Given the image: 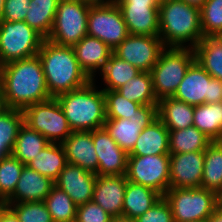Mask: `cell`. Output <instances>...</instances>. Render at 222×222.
I'll return each instance as SVG.
<instances>
[{
	"instance_id": "cell-1",
	"label": "cell",
	"mask_w": 222,
	"mask_h": 222,
	"mask_svg": "<svg viewBox=\"0 0 222 222\" xmlns=\"http://www.w3.org/2000/svg\"><path fill=\"white\" fill-rule=\"evenodd\" d=\"M0 88L7 108L23 110L51 99L38 55L2 65Z\"/></svg>"
},
{
	"instance_id": "cell-2",
	"label": "cell",
	"mask_w": 222,
	"mask_h": 222,
	"mask_svg": "<svg viewBox=\"0 0 222 222\" xmlns=\"http://www.w3.org/2000/svg\"><path fill=\"white\" fill-rule=\"evenodd\" d=\"M37 55L51 98L79 89L91 81L80 67L71 46L57 45L44 39Z\"/></svg>"
},
{
	"instance_id": "cell-3",
	"label": "cell",
	"mask_w": 222,
	"mask_h": 222,
	"mask_svg": "<svg viewBox=\"0 0 222 222\" xmlns=\"http://www.w3.org/2000/svg\"><path fill=\"white\" fill-rule=\"evenodd\" d=\"M159 37L165 47L194 48L204 37L200 8L181 0H161Z\"/></svg>"
},
{
	"instance_id": "cell-4",
	"label": "cell",
	"mask_w": 222,
	"mask_h": 222,
	"mask_svg": "<svg viewBox=\"0 0 222 222\" xmlns=\"http://www.w3.org/2000/svg\"><path fill=\"white\" fill-rule=\"evenodd\" d=\"M97 83V80H91L79 89L56 97L72 131H93L104 127L105 96Z\"/></svg>"
},
{
	"instance_id": "cell-5",
	"label": "cell",
	"mask_w": 222,
	"mask_h": 222,
	"mask_svg": "<svg viewBox=\"0 0 222 222\" xmlns=\"http://www.w3.org/2000/svg\"><path fill=\"white\" fill-rule=\"evenodd\" d=\"M195 61L191 47H165L151 69L153 90L157 100L173 97L188 68Z\"/></svg>"
},
{
	"instance_id": "cell-6",
	"label": "cell",
	"mask_w": 222,
	"mask_h": 222,
	"mask_svg": "<svg viewBox=\"0 0 222 222\" xmlns=\"http://www.w3.org/2000/svg\"><path fill=\"white\" fill-rule=\"evenodd\" d=\"M164 198L174 222L206 220L219 206V195L205 188H169Z\"/></svg>"
},
{
	"instance_id": "cell-7",
	"label": "cell",
	"mask_w": 222,
	"mask_h": 222,
	"mask_svg": "<svg viewBox=\"0 0 222 222\" xmlns=\"http://www.w3.org/2000/svg\"><path fill=\"white\" fill-rule=\"evenodd\" d=\"M92 3L83 0H59L52 30L47 40L73 47L88 35V13Z\"/></svg>"
},
{
	"instance_id": "cell-8",
	"label": "cell",
	"mask_w": 222,
	"mask_h": 222,
	"mask_svg": "<svg viewBox=\"0 0 222 222\" xmlns=\"http://www.w3.org/2000/svg\"><path fill=\"white\" fill-rule=\"evenodd\" d=\"M44 38L25 21H0V66L36 56Z\"/></svg>"
},
{
	"instance_id": "cell-9",
	"label": "cell",
	"mask_w": 222,
	"mask_h": 222,
	"mask_svg": "<svg viewBox=\"0 0 222 222\" xmlns=\"http://www.w3.org/2000/svg\"><path fill=\"white\" fill-rule=\"evenodd\" d=\"M24 124L42 134L50 143H63L72 133L56 98L35 103L23 110Z\"/></svg>"
},
{
	"instance_id": "cell-10",
	"label": "cell",
	"mask_w": 222,
	"mask_h": 222,
	"mask_svg": "<svg viewBox=\"0 0 222 222\" xmlns=\"http://www.w3.org/2000/svg\"><path fill=\"white\" fill-rule=\"evenodd\" d=\"M87 33L107 44L112 50L129 35L121 9L115 1L90 6Z\"/></svg>"
},
{
	"instance_id": "cell-11",
	"label": "cell",
	"mask_w": 222,
	"mask_h": 222,
	"mask_svg": "<svg viewBox=\"0 0 222 222\" xmlns=\"http://www.w3.org/2000/svg\"><path fill=\"white\" fill-rule=\"evenodd\" d=\"M173 98L197 106L222 101V81L213 78L196 60L188 68Z\"/></svg>"
},
{
	"instance_id": "cell-12",
	"label": "cell",
	"mask_w": 222,
	"mask_h": 222,
	"mask_svg": "<svg viewBox=\"0 0 222 222\" xmlns=\"http://www.w3.org/2000/svg\"><path fill=\"white\" fill-rule=\"evenodd\" d=\"M169 167L170 154L128 156L126 177L164 196L170 188Z\"/></svg>"
},
{
	"instance_id": "cell-13",
	"label": "cell",
	"mask_w": 222,
	"mask_h": 222,
	"mask_svg": "<svg viewBox=\"0 0 222 222\" xmlns=\"http://www.w3.org/2000/svg\"><path fill=\"white\" fill-rule=\"evenodd\" d=\"M164 48L159 36L129 34L113 53L139 71L150 72Z\"/></svg>"
},
{
	"instance_id": "cell-14",
	"label": "cell",
	"mask_w": 222,
	"mask_h": 222,
	"mask_svg": "<svg viewBox=\"0 0 222 222\" xmlns=\"http://www.w3.org/2000/svg\"><path fill=\"white\" fill-rule=\"evenodd\" d=\"M129 34L159 36V3L156 0H115Z\"/></svg>"
},
{
	"instance_id": "cell-15",
	"label": "cell",
	"mask_w": 222,
	"mask_h": 222,
	"mask_svg": "<svg viewBox=\"0 0 222 222\" xmlns=\"http://www.w3.org/2000/svg\"><path fill=\"white\" fill-rule=\"evenodd\" d=\"M157 117V105H142L129 119H106L104 127L118 146L129 153L142 130Z\"/></svg>"
},
{
	"instance_id": "cell-16",
	"label": "cell",
	"mask_w": 222,
	"mask_h": 222,
	"mask_svg": "<svg viewBox=\"0 0 222 222\" xmlns=\"http://www.w3.org/2000/svg\"><path fill=\"white\" fill-rule=\"evenodd\" d=\"M93 143L98 158V175H126L128 153L121 149L105 127L93 130Z\"/></svg>"
},
{
	"instance_id": "cell-17",
	"label": "cell",
	"mask_w": 222,
	"mask_h": 222,
	"mask_svg": "<svg viewBox=\"0 0 222 222\" xmlns=\"http://www.w3.org/2000/svg\"><path fill=\"white\" fill-rule=\"evenodd\" d=\"M204 151L170 154V188L201 187Z\"/></svg>"
},
{
	"instance_id": "cell-18",
	"label": "cell",
	"mask_w": 222,
	"mask_h": 222,
	"mask_svg": "<svg viewBox=\"0 0 222 222\" xmlns=\"http://www.w3.org/2000/svg\"><path fill=\"white\" fill-rule=\"evenodd\" d=\"M96 179L95 173L67 163L54 184L65 191L72 201L79 206L92 200Z\"/></svg>"
},
{
	"instance_id": "cell-19",
	"label": "cell",
	"mask_w": 222,
	"mask_h": 222,
	"mask_svg": "<svg viewBox=\"0 0 222 222\" xmlns=\"http://www.w3.org/2000/svg\"><path fill=\"white\" fill-rule=\"evenodd\" d=\"M126 184V175H97L92 200L112 217H121Z\"/></svg>"
},
{
	"instance_id": "cell-20",
	"label": "cell",
	"mask_w": 222,
	"mask_h": 222,
	"mask_svg": "<svg viewBox=\"0 0 222 222\" xmlns=\"http://www.w3.org/2000/svg\"><path fill=\"white\" fill-rule=\"evenodd\" d=\"M76 59L91 80L97 78L109 60L113 50L96 37L86 35L73 46Z\"/></svg>"
},
{
	"instance_id": "cell-21",
	"label": "cell",
	"mask_w": 222,
	"mask_h": 222,
	"mask_svg": "<svg viewBox=\"0 0 222 222\" xmlns=\"http://www.w3.org/2000/svg\"><path fill=\"white\" fill-rule=\"evenodd\" d=\"M67 163L80 166L98 175V158L93 143V131H72L62 143Z\"/></svg>"
},
{
	"instance_id": "cell-22",
	"label": "cell",
	"mask_w": 222,
	"mask_h": 222,
	"mask_svg": "<svg viewBox=\"0 0 222 222\" xmlns=\"http://www.w3.org/2000/svg\"><path fill=\"white\" fill-rule=\"evenodd\" d=\"M54 185L52 179L24 165L14 193L6 203L44 201Z\"/></svg>"
},
{
	"instance_id": "cell-23",
	"label": "cell",
	"mask_w": 222,
	"mask_h": 222,
	"mask_svg": "<svg viewBox=\"0 0 222 222\" xmlns=\"http://www.w3.org/2000/svg\"><path fill=\"white\" fill-rule=\"evenodd\" d=\"M169 152V130L157 117L140 133L128 156L162 155Z\"/></svg>"
},
{
	"instance_id": "cell-24",
	"label": "cell",
	"mask_w": 222,
	"mask_h": 222,
	"mask_svg": "<svg viewBox=\"0 0 222 222\" xmlns=\"http://www.w3.org/2000/svg\"><path fill=\"white\" fill-rule=\"evenodd\" d=\"M157 116L169 131L185 129L193 126L194 106L173 97L162 98L158 101Z\"/></svg>"
},
{
	"instance_id": "cell-25",
	"label": "cell",
	"mask_w": 222,
	"mask_h": 222,
	"mask_svg": "<svg viewBox=\"0 0 222 222\" xmlns=\"http://www.w3.org/2000/svg\"><path fill=\"white\" fill-rule=\"evenodd\" d=\"M155 190L127 180L123 202V217L136 219L149 210L160 198Z\"/></svg>"
},
{
	"instance_id": "cell-26",
	"label": "cell",
	"mask_w": 222,
	"mask_h": 222,
	"mask_svg": "<svg viewBox=\"0 0 222 222\" xmlns=\"http://www.w3.org/2000/svg\"><path fill=\"white\" fill-rule=\"evenodd\" d=\"M67 164L64 147L61 143H49L27 166L39 174L55 181Z\"/></svg>"
},
{
	"instance_id": "cell-27",
	"label": "cell",
	"mask_w": 222,
	"mask_h": 222,
	"mask_svg": "<svg viewBox=\"0 0 222 222\" xmlns=\"http://www.w3.org/2000/svg\"><path fill=\"white\" fill-rule=\"evenodd\" d=\"M140 72L129 62L120 59L112 53L103 70L98 75L99 79H101L98 85L102 90H117Z\"/></svg>"
},
{
	"instance_id": "cell-28",
	"label": "cell",
	"mask_w": 222,
	"mask_h": 222,
	"mask_svg": "<svg viewBox=\"0 0 222 222\" xmlns=\"http://www.w3.org/2000/svg\"><path fill=\"white\" fill-rule=\"evenodd\" d=\"M59 0H31L25 22L47 39L54 23Z\"/></svg>"
},
{
	"instance_id": "cell-29",
	"label": "cell",
	"mask_w": 222,
	"mask_h": 222,
	"mask_svg": "<svg viewBox=\"0 0 222 222\" xmlns=\"http://www.w3.org/2000/svg\"><path fill=\"white\" fill-rule=\"evenodd\" d=\"M193 126L217 141L222 135V101L194 106Z\"/></svg>"
},
{
	"instance_id": "cell-30",
	"label": "cell",
	"mask_w": 222,
	"mask_h": 222,
	"mask_svg": "<svg viewBox=\"0 0 222 222\" xmlns=\"http://www.w3.org/2000/svg\"><path fill=\"white\" fill-rule=\"evenodd\" d=\"M195 60L213 77L222 81V43L217 37H203L193 48Z\"/></svg>"
},
{
	"instance_id": "cell-31",
	"label": "cell",
	"mask_w": 222,
	"mask_h": 222,
	"mask_svg": "<svg viewBox=\"0 0 222 222\" xmlns=\"http://www.w3.org/2000/svg\"><path fill=\"white\" fill-rule=\"evenodd\" d=\"M201 188L222 193V146L212 141L204 150V166Z\"/></svg>"
},
{
	"instance_id": "cell-32",
	"label": "cell",
	"mask_w": 222,
	"mask_h": 222,
	"mask_svg": "<svg viewBox=\"0 0 222 222\" xmlns=\"http://www.w3.org/2000/svg\"><path fill=\"white\" fill-rule=\"evenodd\" d=\"M212 140L195 126L169 131L170 154L204 151Z\"/></svg>"
},
{
	"instance_id": "cell-33",
	"label": "cell",
	"mask_w": 222,
	"mask_h": 222,
	"mask_svg": "<svg viewBox=\"0 0 222 222\" xmlns=\"http://www.w3.org/2000/svg\"><path fill=\"white\" fill-rule=\"evenodd\" d=\"M49 143L42 134L23 123L15 140L12 155L27 165Z\"/></svg>"
},
{
	"instance_id": "cell-34",
	"label": "cell",
	"mask_w": 222,
	"mask_h": 222,
	"mask_svg": "<svg viewBox=\"0 0 222 222\" xmlns=\"http://www.w3.org/2000/svg\"><path fill=\"white\" fill-rule=\"evenodd\" d=\"M117 91L128 100L141 105H158L150 72L138 73L118 88Z\"/></svg>"
},
{
	"instance_id": "cell-35",
	"label": "cell",
	"mask_w": 222,
	"mask_h": 222,
	"mask_svg": "<svg viewBox=\"0 0 222 222\" xmlns=\"http://www.w3.org/2000/svg\"><path fill=\"white\" fill-rule=\"evenodd\" d=\"M23 123L22 110L8 108L0 115V158L12 154L15 140Z\"/></svg>"
},
{
	"instance_id": "cell-36",
	"label": "cell",
	"mask_w": 222,
	"mask_h": 222,
	"mask_svg": "<svg viewBox=\"0 0 222 222\" xmlns=\"http://www.w3.org/2000/svg\"><path fill=\"white\" fill-rule=\"evenodd\" d=\"M44 203L54 222H75L77 205L65 191L57 186L52 187Z\"/></svg>"
},
{
	"instance_id": "cell-37",
	"label": "cell",
	"mask_w": 222,
	"mask_h": 222,
	"mask_svg": "<svg viewBox=\"0 0 222 222\" xmlns=\"http://www.w3.org/2000/svg\"><path fill=\"white\" fill-rule=\"evenodd\" d=\"M23 168L12 154L0 158V196L5 202L13 195Z\"/></svg>"
},
{
	"instance_id": "cell-38",
	"label": "cell",
	"mask_w": 222,
	"mask_h": 222,
	"mask_svg": "<svg viewBox=\"0 0 222 222\" xmlns=\"http://www.w3.org/2000/svg\"><path fill=\"white\" fill-rule=\"evenodd\" d=\"M106 119H129L142 105L123 97L117 90H103Z\"/></svg>"
},
{
	"instance_id": "cell-39",
	"label": "cell",
	"mask_w": 222,
	"mask_h": 222,
	"mask_svg": "<svg viewBox=\"0 0 222 222\" xmlns=\"http://www.w3.org/2000/svg\"><path fill=\"white\" fill-rule=\"evenodd\" d=\"M204 37H215L222 31V0H206L200 8Z\"/></svg>"
},
{
	"instance_id": "cell-40",
	"label": "cell",
	"mask_w": 222,
	"mask_h": 222,
	"mask_svg": "<svg viewBox=\"0 0 222 222\" xmlns=\"http://www.w3.org/2000/svg\"><path fill=\"white\" fill-rule=\"evenodd\" d=\"M20 222H54L44 201L6 203Z\"/></svg>"
},
{
	"instance_id": "cell-41",
	"label": "cell",
	"mask_w": 222,
	"mask_h": 222,
	"mask_svg": "<svg viewBox=\"0 0 222 222\" xmlns=\"http://www.w3.org/2000/svg\"><path fill=\"white\" fill-rule=\"evenodd\" d=\"M114 217L93 200L77 206L75 222H112Z\"/></svg>"
},
{
	"instance_id": "cell-42",
	"label": "cell",
	"mask_w": 222,
	"mask_h": 222,
	"mask_svg": "<svg viewBox=\"0 0 222 222\" xmlns=\"http://www.w3.org/2000/svg\"><path fill=\"white\" fill-rule=\"evenodd\" d=\"M135 220L136 222H174L170 204L164 196Z\"/></svg>"
},
{
	"instance_id": "cell-43",
	"label": "cell",
	"mask_w": 222,
	"mask_h": 222,
	"mask_svg": "<svg viewBox=\"0 0 222 222\" xmlns=\"http://www.w3.org/2000/svg\"><path fill=\"white\" fill-rule=\"evenodd\" d=\"M31 0H5L2 20L24 21Z\"/></svg>"
},
{
	"instance_id": "cell-44",
	"label": "cell",
	"mask_w": 222,
	"mask_h": 222,
	"mask_svg": "<svg viewBox=\"0 0 222 222\" xmlns=\"http://www.w3.org/2000/svg\"><path fill=\"white\" fill-rule=\"evenodd\" d=\"M0 222H20L15 213L8 207L5 206L0 210Z\"/></svg>"
},
{
	"instance_id": "cell-45",
	"label": "cell",
	"mask_w": 222,
	"mask_h": 222,
	"mask_svg": "<svg viewBox=\"0 0 222 222\" xmlns=\"http://www.w3.org/2000/svg\"><path fill=\"white\" fill-rule=\"evenodd\" d=\"M206 222H222V207L218 206L206 219Z\"/></svg>"
},
{
	"instance_id": "cell-46",
	"label": "cell",
	"mask_w": 222,
	"mask_h": 222,
	"mask_svg": "<svg viewBox=\"0 0 222 222\" xmlns=\"http://www.w3.org/2000/svg\"><path fill=\"white\" fill-rule=\"evenodd\" d=\"M186 2L189 5H193L195 7L201 8L206 0H181Z\"/></svg>"
},
{
	"instance_id": "cell-47",
	"label": "cell",
	"mask_w": 222,
	"mask_h": 222,
	"mask_svg": "<svg viewBox=\"0 0 222 222\" xmlns=\"http://www.w3.org/2000/svg\"><path fill=\"white\" fill-rule=\"evenodd\" d=\"M8 108L5 104V99H4V96H3V93H2V90L0 88V115L6 111Z\"/></svg>"
},
{
	"instance_id": "cell-48",
	"label": "cell",
	"mask_w": 222,
	"mask_h": 222,
	"mask_svg": "<svg viewBox=\"0 0 222 222\" xmlns=\"http://www.w3.org/2000/svg\"><path fill=\"white\" fill-rule=\"evenodd\" d=\"M112 222H136V220L126 217H114Z\"/></svg>"
},
{
	"instance_id": "cell-49",
	"label": "cell",
	"mask_w": 222,
	"mask_h": 222,
	"mask_svg": "<svg viewBox=\"0 0 222 222\" xmlns=\"http://www.w3.org/2000/svg\"><path fill=\"white\" fill-rule=\"evenodd\" d=\"M4 3H5V0H0V21L2 20V15L4 11Z\"/></svg>"
},
{
	"instance_id": "cell-50",
	"label": "cell",
	"mask_w": 222,
	"mask_h": 222,
	"mask_svg": "<svg viewBox=\"0 0 222 222\" xmlns=\"http://www.w3.org/2000/svg\"><path fill=\"white\" fill-rule=\"evenodd\" d=\"M6 206L5 200L0 196V210H2Z\"/></svg>"
},
{
	"instance_id": "cell-51",
	"label": "cell",
	"mask_w": 222,
	"mask_h": 222,
	"mask_svg": "<svg viewBox=\"0 0 222 222\" xmlns=\"http://www.w3.org/2000/svg\"><path fill=\"white\" fill-rule=\"evenodd\" d=\"M83 1H87V2L92 3V4L104 2V0H83Z\"/></svg>"
},
{
	"instance_id": "cell-52",
	"label": "cell",
	"mask_w": 222,
	"mask_h": 222,
	"mask_svg": "<svg viewBox=\"0 0 222 222\" xmlns=\"http://www.w3.org/2000/svg\"><path fill=\"white\" fill-rule=\"evenodd\" d=\"M216 37L222 43V31Z\"/></svg>"
},
{
	"instance_id": "cell-53",
	"label": "cell",
	"mask_w": 222,
	"mask_h": 222,
	"mask_svg": "<svg viewBox=\"0 0 222 222\" xmlns=\"http://www.w3.org/2000/svg\"><path fill=\"white\" fill-rule=\"evenodd\" d=\"M219 206L222 207V193L219 195Z\"/></svg>"
},
{
	"instance_id": "cell-54",
	"label": "cell",
	"mask_w": 222,
	"mask_h": 222,
	"mask_svg": "<svg viewBox=\"0 0 222 222\" xmlns=\"http://www.w3.org/2000/svg\"><path fill=\"white\" fill-rule=\"evenodd\" d=\"M217 141H218L219 144H221V146H222V135H221V137H220Z\"/></svg>"
},
{
	"instance_id": "cell-55",
	"label": "cell",
	"mask_w": 222,
	"mask_h": 222,
	"mask_svg": "<svg viewBox=\"0 0 222 222\" xmlns=\"http://www.w3.org/2000/svg\"><path fill=\"white\" fill-rule=\"evenodd\" d=\"M191 222H206V220L191 221Z\"/></svg>"
}]
</instances>
